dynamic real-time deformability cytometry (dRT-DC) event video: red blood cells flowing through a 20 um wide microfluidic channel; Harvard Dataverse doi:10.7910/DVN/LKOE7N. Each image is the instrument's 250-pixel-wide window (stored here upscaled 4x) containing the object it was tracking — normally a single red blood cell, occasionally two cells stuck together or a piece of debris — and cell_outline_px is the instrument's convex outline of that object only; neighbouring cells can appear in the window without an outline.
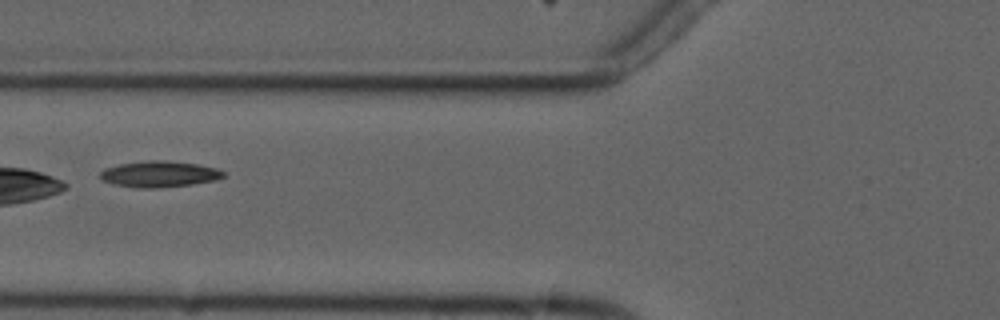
{"species": "common noctule bat (a hibernating species)", "species_latin": "Nyctalus noctula", "temperature_condition": "cold", "stored_images_in_passage": 9, "camera_frame_rate_fps": 3000, "um_per_image_px": 0.085, "animal": {"sex": "male", "forearm_length_mm": 52.5}, "frame": {"image": 1, "passage_image": 6, "time_ms": 6.667, "image_size_px": [1000, 320], "cell_outline_px": [[224, 176], [216, 180], [192, 184], [156, 188], [136, 188], [112, 184], [100, 180], [100, 172], [104, 168], [120, 164], [148, 160], [164, 160], [196, 164], [216, 168], [224, 172]], "centroid_in_image_um": [13.49, 14.8], "position_along_channel_um": 112.3, "area_um2": 18.79}}
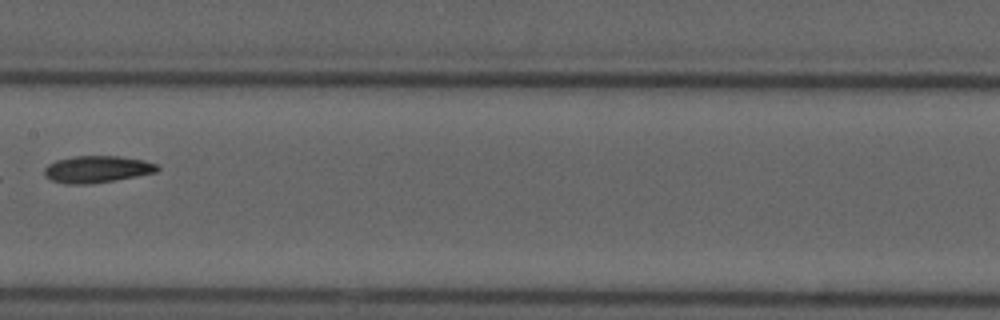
{"frame": {"image": 2, "passage_image": 8, "time_ms": 9.0, "image_size_px": [1000, 320], "cell_outline_px": [[160, 168], [156, 172], [136, 176], [88, 184], [64, 184], [52, 180], [44, 176], [44, 168], [48, 164], [56, 160], [72, 156], [120, 156], [144, 160], [156, 164]], "centroid_in_image_um": [8.21, 14.38], "position_along_channel_um": 199.2, "area_um2": 17.69}}
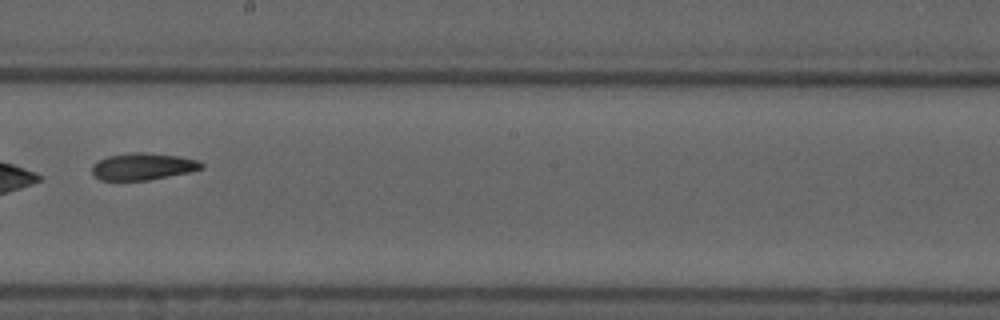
{"frame": {"image": 3, "passage_image": 9, "time_ms": 10.0, "image_size_px": [1000, 320], "cell_outline_px": [[204, 168], [188, 172], [148, 180], [100, 180], [92, 172], [92, 164], [96, 160], [108, 156], [132, 152], [148, 152], [180, 156], [196, 160], [204, 164]], "centroid_in_image_um": [12.13, 14.14], "position_along_channel_um": 236.1, "area_um2": 17.22}}